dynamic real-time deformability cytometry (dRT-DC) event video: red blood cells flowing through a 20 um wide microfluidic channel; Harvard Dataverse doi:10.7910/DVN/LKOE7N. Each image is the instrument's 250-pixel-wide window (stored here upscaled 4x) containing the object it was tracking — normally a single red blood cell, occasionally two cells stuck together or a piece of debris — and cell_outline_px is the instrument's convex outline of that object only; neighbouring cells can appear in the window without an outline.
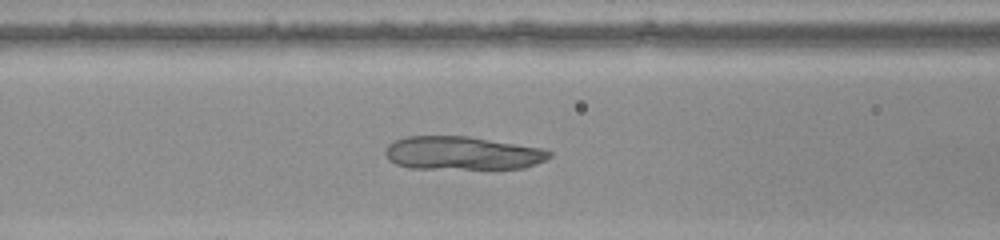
{"species": "common noctule bat (a hibernating species)", "species_latin": "Nyctalus noctula", "temperature_condition": "warm", "stored_images_in_passage": 52, "camera_frame_rate_fps": 3000, "um_per_image_px": 0.085, "animal": {"sex": "female", "body_mass_g": 22.0, "forearm_length_mm": 56.7}, "frame": {"image": 1, "passage_image": 21, "time_ms": 6.667, "image_size_px": [1000, 240], "cell_outline_px": [[552, 156], [536, 164], [524, 168], [492, 172], [408, 168], [396, 164], [388, 160], [384, 152], [384, 148], [388, 144], [396, 140], [408, 136], [468, 136], [544, 148], [552, 152]], "centroid_in_image_um": [39.34, 13.08], "position_along_channel_um": 127.3, "area_um2": 33.64}}
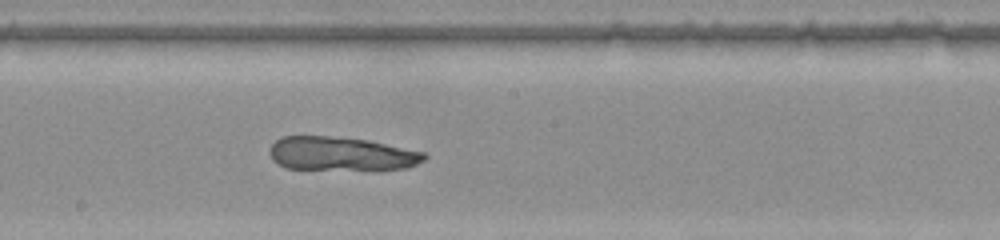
{"frame": {"image": 2, "passage_image": 28, "time_ms": 9.0, "image_size_px": [1000, 240], "cell_outline_px": [[428, 156], [424, 160], [408, 168], [376, 172], [372, 172], [288, 168], [272, 160], [268, 152], [272, 144], [276, 140], [284, 136], [328, 136], [368, 140], [424, 152]], "centroid_in_image_um": [29.06, 13.12], "position_along_channel_um": 219.1, "area_um2": 31.44}}
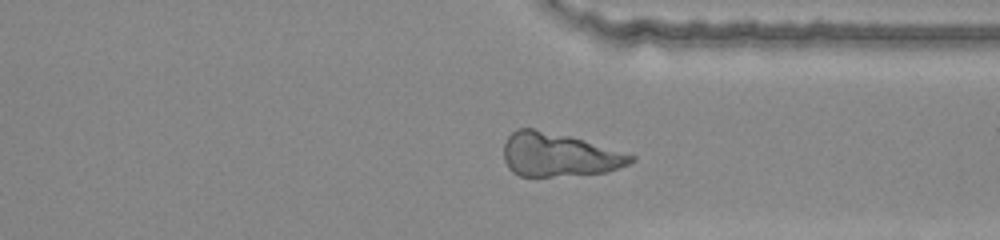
{"frame": {"image": 3, "passage_image": 39, "time_ms": 12.667, "image_size_px": [1000, 240], "cell_outline_px": [[636, 160], [628, 164], [608, 172], [552, 176], [520, 176], [512, 172], [508, 168], [504, 160], [504, 144], [508, 136], [516, 128], [532, 128], [568, 136], [636, 156]], "centroid_in_image_um": [47.46, 13.16], "position_along_channel_um": 363.9, "area_um2": 31.91}}